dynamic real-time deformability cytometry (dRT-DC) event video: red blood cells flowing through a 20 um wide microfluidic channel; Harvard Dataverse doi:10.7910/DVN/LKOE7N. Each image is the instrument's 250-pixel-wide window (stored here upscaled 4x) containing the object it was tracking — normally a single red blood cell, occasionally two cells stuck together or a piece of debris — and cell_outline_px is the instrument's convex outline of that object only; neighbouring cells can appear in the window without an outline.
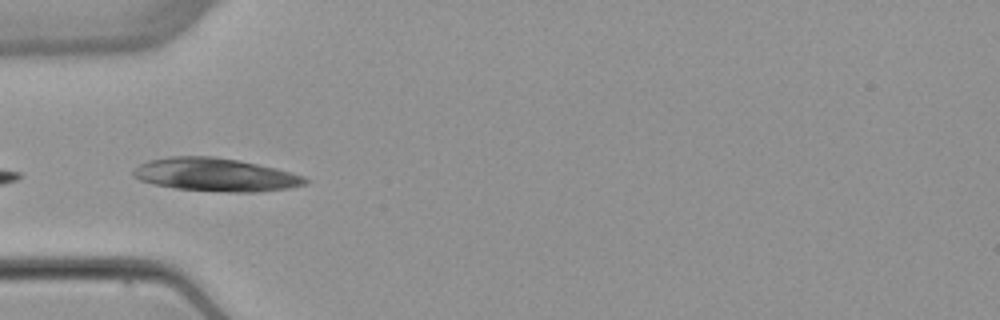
{"species": "common noctule bat (a hibernating species)", "species_latin": "Nyctalus noctula", "temperature_condition": "warm", "stored_images_in_passage": 5, "camera_frame_rate_fps": 3000, "um_per_image_px": 0.085, "animal": {"sex": "female", "body_mass_g": 22.7, "forearm_length_mm": 54.2}, "frame": {"image": 1, "passage_image": 5, "time_ms": 5.0, "image_size_px": [1000, 320], "cell_outline_px": [[308, 180], [304, 184], [288, 188], [256, 192], [228, 192], [176, 188], [152, 184], [140, 180], [132, 176], [132, 172], [140, 164], [148, 160], [168, 156], [212, 156], [240, 160], [276, 168], [304, 176]], "centroid_in_image_um": [18.28, 14.84], "position_along_channel_um": 66.7, "area_um2": 33.18}}